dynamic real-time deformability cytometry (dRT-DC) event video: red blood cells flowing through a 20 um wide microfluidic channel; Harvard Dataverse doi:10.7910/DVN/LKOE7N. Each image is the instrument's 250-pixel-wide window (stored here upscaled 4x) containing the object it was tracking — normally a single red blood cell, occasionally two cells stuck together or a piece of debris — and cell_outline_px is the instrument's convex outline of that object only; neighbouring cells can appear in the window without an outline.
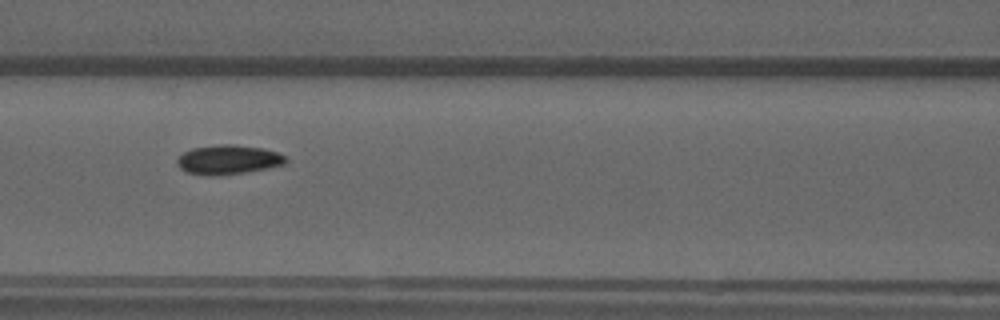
{"species": "common noctule bat (a hibernating species)", "species_latin": "Nyctalus noctula", "temperature_condition": "warm", "stored_images_in_passage": 43, "camera_frame_rate_fps": 3000, "um_per_image_px": 0.085, "animal": {"sex": "male", "forearm_length_mm": 52.5}, "frame": {"image": 1, "passage_image": 13, "time_ms": 4.0, "image_size_px": [1000, 320], "cell_outline_px": [[288, 160], [284, 164], [268, 168], [244, 172], [208, 176], [188, 172], [180, 168], [176, 164], [176, 160], [184, 152], [192, 148], [220, 144], [232, 144], [264, 148], [276, 152], [284, 156]], "centroid_in_image_um": [19.39, 13.56], "position_along_channel_um": 147.2, "area_um2": 18.44}}
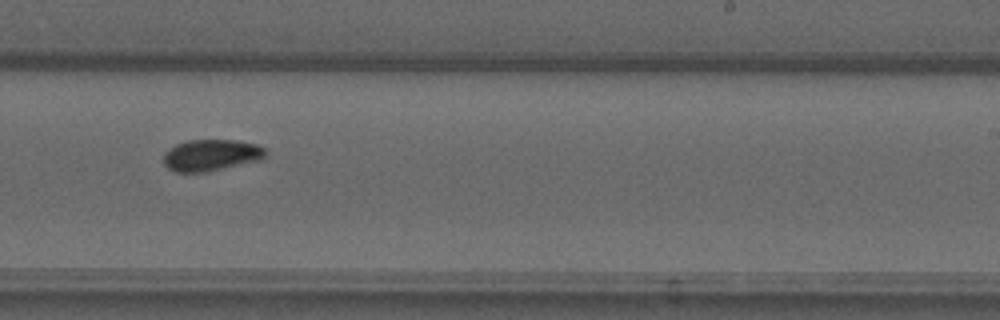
{"frame": {"image": 2, "passage_image": 23, "time_ms": 7.333, "image_size_px": [1000, 320], "cell_outline_px": [[268, 156], [260, 160], [204, 172], [176, 172], [168, 168], [164, 164], [164, 152], [176, 144], [188, 140], [236, 140], [256, 144], [264, 148]], "centroid_in_image_um": [17.95, 13.18], "position_along_channel_um": 271.1, "area_um2": 18.67}}
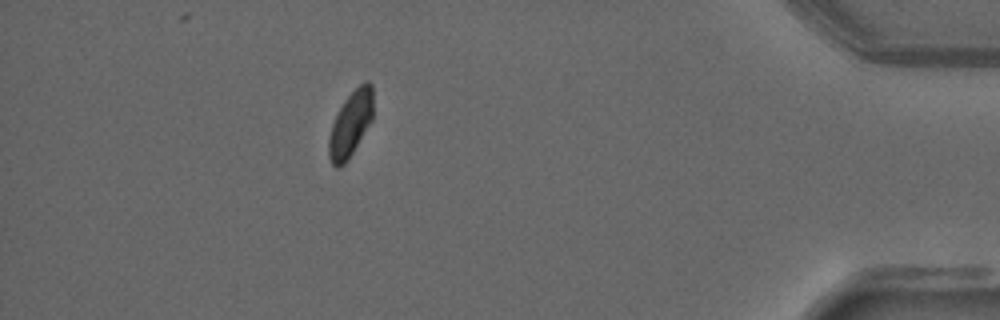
{"frame": {"image": 3, "passage_image": 38, "time_ms": 12.333, "image_size_px": [1000, 320], "cell_outline_px": [[372, 120], [348, 160], [340, 168], [336, 168], [332, 164], [328, 156], [328, 140], [332, 124], [344, 100], [364, 80], [368, 80], [372, 84]], "centroid_in_image_um": [29.79, 10.56], "position_along_channel_um": 405.4, "area_um2": 16.82}}